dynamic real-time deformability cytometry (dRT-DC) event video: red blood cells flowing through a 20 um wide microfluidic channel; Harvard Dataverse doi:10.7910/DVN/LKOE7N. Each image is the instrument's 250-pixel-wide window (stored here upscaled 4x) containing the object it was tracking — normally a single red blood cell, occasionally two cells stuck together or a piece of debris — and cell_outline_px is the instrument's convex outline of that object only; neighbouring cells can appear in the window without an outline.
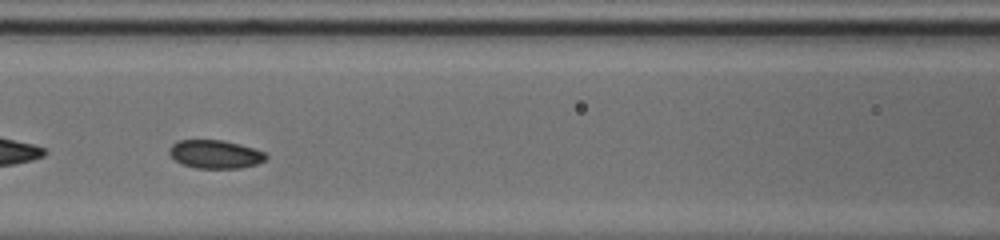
{"species": "common noctule bat (a hibernating species)", "species_latin": "Nyctalus noctula", "temperature_condition": "cold", "stored_images_in_passage": 47, "camera_frame_rate_fps": 3000, "um_per_image_px": 0.085, "animal": {"sex": "male", "body_mass_g": 20.0, "forearm_length_mm": 53.3}, "frame": {"image": 1, "passage_image": 15, "time_ms": 4.667, "image_size_px": [1000, 240], "cell_outline_px": [[268, 156], [264, 160], [256, 164], [240, 168], [196, 168], [180, 164], [168, 152], [168, 148], [176, 140], [224, 140], [240, 144], [264, 152]], "centroid_in_image_um": [18.26, 13.1], "position_along_channel_um": 148.3, "area_um2": 16.01}}
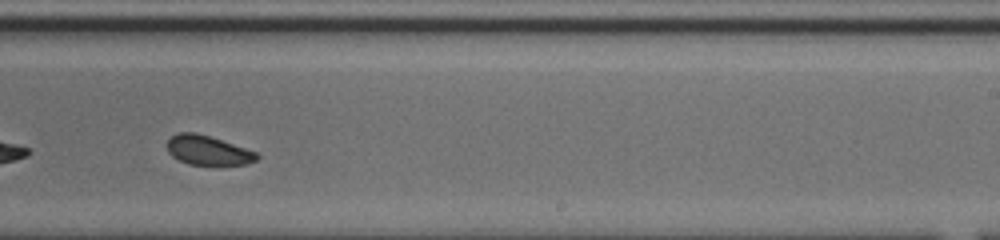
{"frame": {"image": 2, "passage_image": 25, "time_ms": 8.0, "image_size_px": [1000, 240], "cell_outline_px": [[260, 156], [256, 160], [244, 164], [188, 164], [172, 156], [168, 152], [168, 140], [176, 132], [196, 132], [256, 152]], "centroid_in_image_um": [17.63, 12.77], "position_along_channel_um": 271.4, "area_um2": 14.97}}
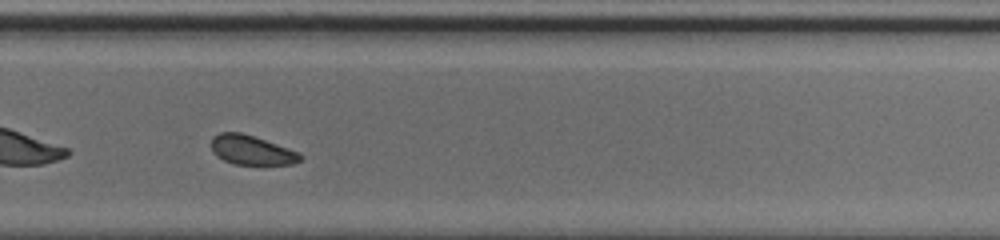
{"frame": {"image": 3, "passage_image": 28, "time_ms": 9.0, "image_size_px": [1000, 240], "cell_outline_px": [[304, 156], [300, 160], [292, 164], [232, 164], [216, 156], [212, 152], [212, 136], [220, 132], [240, 132], [300, 152]], "centroid_in_image_um": [21.36, 12.76], "position_along_channel_um": 308.4, "area_um2": 15.14}, "authors_computed_cell_mechanics": {"area_um2": 16.7042, "velocity_mm_per_s": 3.7043, "shape_relaxation_time_tau1_ms": 1.2808, "shape_relaxation_time_tau2_ms": null, "deformation_change_tau1": 0.0611, "deformation_change_tau2": null}}